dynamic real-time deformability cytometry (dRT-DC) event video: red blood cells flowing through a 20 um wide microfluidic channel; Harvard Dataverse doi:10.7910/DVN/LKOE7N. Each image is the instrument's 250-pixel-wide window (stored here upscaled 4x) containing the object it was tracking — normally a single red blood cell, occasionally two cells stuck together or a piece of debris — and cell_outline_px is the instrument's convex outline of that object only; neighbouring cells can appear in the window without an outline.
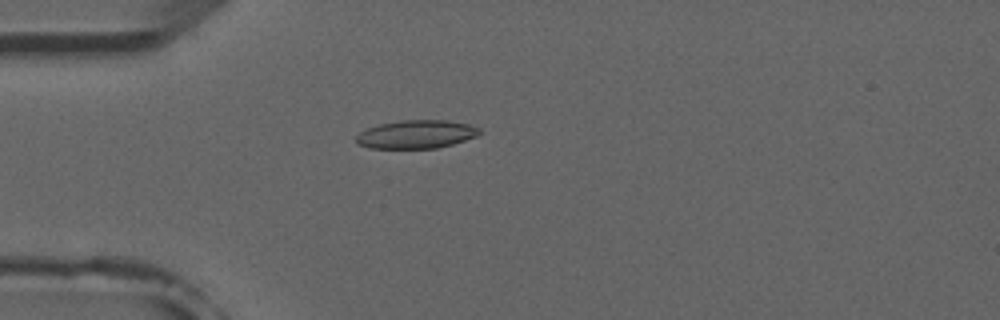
{"species": "common noctule bat (a hibernating species)", "species_latin": "Nyctalus noctula", "temperature_condition": "room temperature", "stored_images_in_passage": 4, "camera_frame_rate_fps": 3000, "um_per_image_px": 0.085, "animal": {"sex": "male", "forearm_length_mm": 52.5}, "frame": {"image": 1, "passage_image": 4, "time_ms": 3.333, "image_size_px": [1000, 320], "cell_outline_px": [[480, 132], [476, 136], [452, 144], [436, 148], [368, 148], [356, 144], [356, 136], [360, 132], [368, 128], [380, 124], [400, 120], [448, 120], [468, 124], [480, 128]], "centroid_in_image_um": [35.36, 11.41], "position_along_channel_um": 49.6, "area_um2": 20.29}}